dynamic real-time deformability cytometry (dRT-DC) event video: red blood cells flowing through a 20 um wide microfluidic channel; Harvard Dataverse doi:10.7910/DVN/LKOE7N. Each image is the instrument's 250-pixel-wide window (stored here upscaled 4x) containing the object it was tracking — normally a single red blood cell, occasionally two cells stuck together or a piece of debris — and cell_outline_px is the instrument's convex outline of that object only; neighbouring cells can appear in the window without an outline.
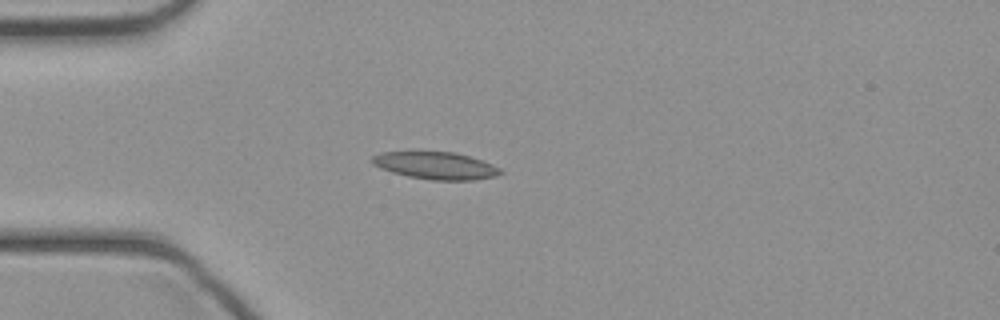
{"species": "common noctule bat (a hibernating species)", "species_latin": "Nyctalus noctula", "temperature_condition": "cold", "stored_images_in_passage": 15, "camera_frame_rate_fps": 3000, "um_per_image_px": 0.085, "animal": {"sex": "female", "body_mass_g": 21.9}, "frame": {"image": 1, "passage_image": 11, "time_ms": 3.333, "image_size_px": [1000, 320], "cell_outline_px": [[504, 172], [496, 176], [472, 180], [432, 180], [408, 176], [392, 172], [380, 168], [372, 164], [372, 156], [380, 152], [412, 148], [416, 148], [456, 152], [492, 164], [500, 168]], "centroid_in_image_um": [36.94, 14.01], "position_along_channel_um": 48.1, "area_um2": 21.44}}
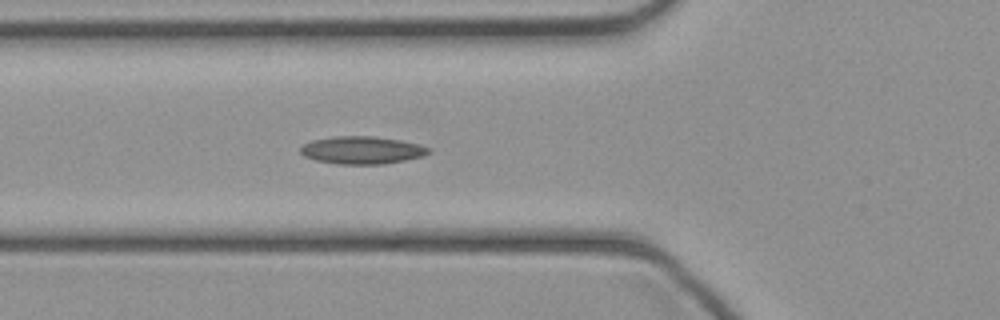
{"frame": {"image": 2, "passage_image": 15, "time_ms": 4.667, "image_size_px": [1000, 320], "cell_outline_px": [[432, 148], [428, 152], [420, 156], [404, 160], [384, 164], [336, 164], [316, 160], [304, 156], [300, 152], [300, 148], [304, 144], [312, 140], [332, 136], [376, 136], [400, 140], [420, 144]], "centroid_in_image_um": [30.74, 12.75], "position_along_channel_um": 95.1, "area_um2": 20.63}}